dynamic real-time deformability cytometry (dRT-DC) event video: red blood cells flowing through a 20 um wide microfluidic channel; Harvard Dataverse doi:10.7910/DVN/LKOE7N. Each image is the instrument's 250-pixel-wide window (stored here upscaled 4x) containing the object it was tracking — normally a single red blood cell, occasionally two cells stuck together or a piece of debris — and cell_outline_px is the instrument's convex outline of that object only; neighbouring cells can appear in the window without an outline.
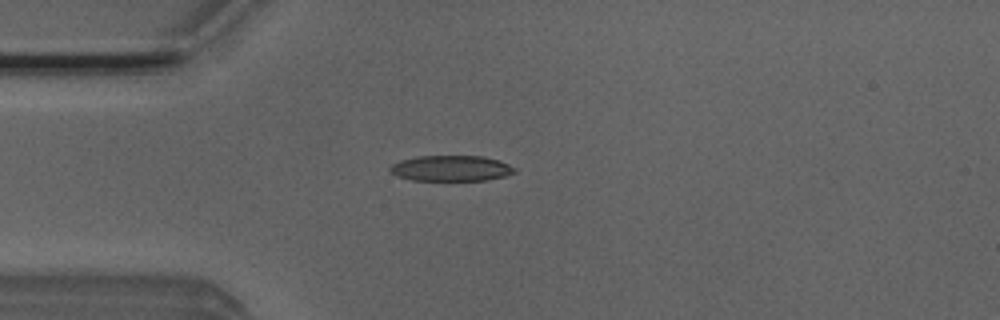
{"species": "Egyptian fruit bat (a non-hibernating species)", "species_latin": "Rousettus aegyptiacus", "temperature_condition": "room temperature", "stored_images_in_passage": 4, "camera_frame_rate_fps": 3000, "um_per_image_px": 0.085, "animal": {"sex": "male"}, "frame": {"image": 1, "passage_image": 4, "time_ms": 1.0, "image_size_px": [1000, 320], "cell_outline_px": [[516, 172], [504, 176], [488, 180], [412, 180], [396, 176], [388, 168], [392, 164], [400, 160], [416, 156], [484, 156], [500, 160], [516, 168]], "centroid_in_image_um": [38.35, 14.3], "position_along_channel_um": 46.7, "area_um2": 18.73}}